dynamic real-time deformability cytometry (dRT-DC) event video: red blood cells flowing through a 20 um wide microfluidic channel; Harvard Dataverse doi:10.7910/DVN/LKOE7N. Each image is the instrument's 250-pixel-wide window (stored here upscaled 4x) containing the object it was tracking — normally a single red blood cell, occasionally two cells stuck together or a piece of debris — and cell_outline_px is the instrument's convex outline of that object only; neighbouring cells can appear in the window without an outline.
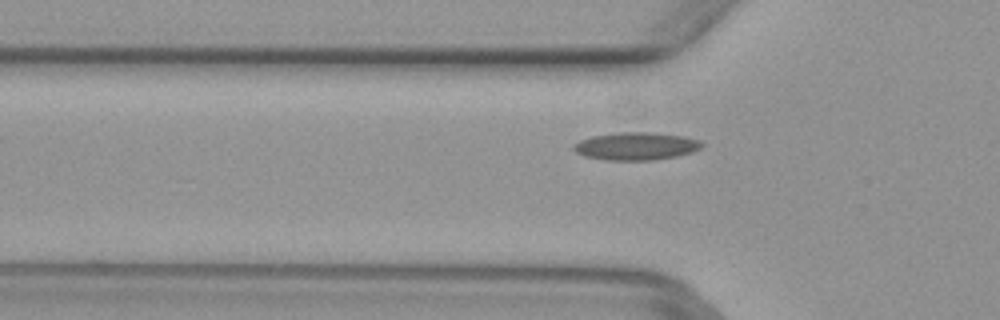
{"species": "common noctule bat (a hibernating species)", "species_latin": "Nyctalus noctula", "temperature_condition": "warm", "stored_images_in_passage": 30, "camera_frame_rate_fps": 3000, "um_per_image_px": 0.085, "animal": {"sex": "female", "body_mass_g": 29.2, "forearm_length_mm": 56.3}, "frame": {"image": 1, "passage_image": 2, "time_ms": 0.333, "image_size_px": [1000, 320], "cell_outline_px": [[704, 144], [700, 148], [692, 152], [676, 156], [652, 160], [604, 160], [584, 156], [576, 152], [572, 148], [572, 144], [580, 140], [592, 136], [620, 132], [648, 132], [684, 136], [700, 140]], "centroid_in_image_um": [54.04, 12.42], "position_along_channel_um": 71.8, "area_um2": 20.75}}
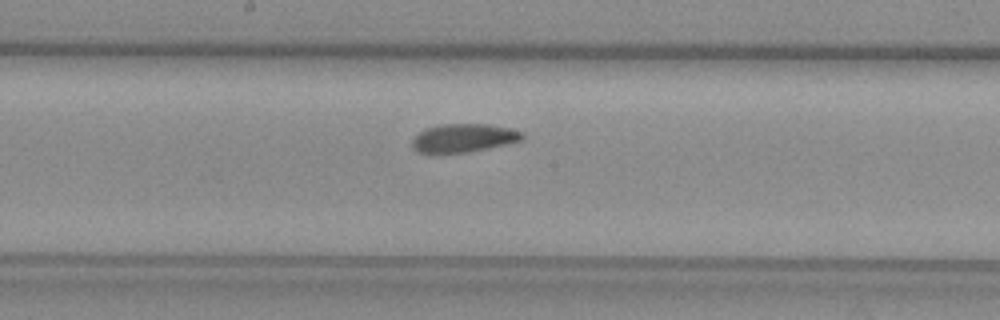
{"frame": {"image": 2, "passage_image": 12, "time_ms": 3.667, "image_size_px": [1000, 320], "cell_outline_px": [[524, 140], [468, 152], [432, 156], [416, 152], [412, 148], [412, 140], [424, 128], [440, 124], [488, 124], [508, 128], [524, 132]], "centroid_in_image_um": [39.33, 11.77], "position_along_channel_um": 208.9, "area_um2": 18.84}}
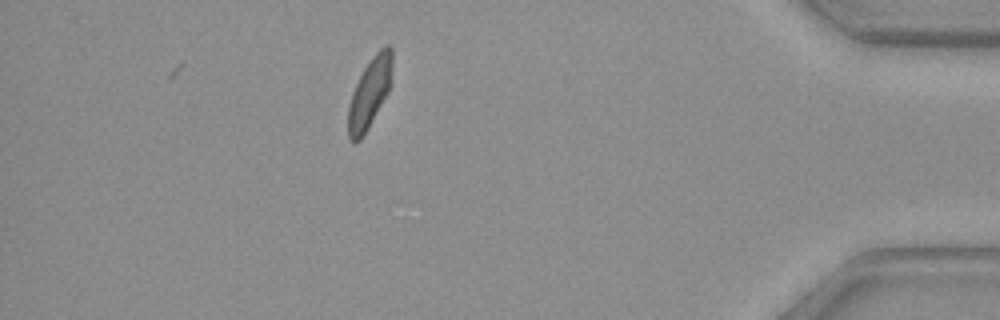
{"frame": {"image": 3, "passage_image": 30, "time_ms": 9.667, "image_size_px": [1000, 320], "cell_outline_px": [[392, 68], [388, 92], [368, 128], [360, 140], [352, 144], [348, 140], [348, 108], [352, 92], [364, 68], [372, 56], [384, 44], [388, 44], [392, 48]], "centroid_in_image_um": [31.41, 7.9], "position_along_channel_um": 403.8, "area_um2": 17.92}}